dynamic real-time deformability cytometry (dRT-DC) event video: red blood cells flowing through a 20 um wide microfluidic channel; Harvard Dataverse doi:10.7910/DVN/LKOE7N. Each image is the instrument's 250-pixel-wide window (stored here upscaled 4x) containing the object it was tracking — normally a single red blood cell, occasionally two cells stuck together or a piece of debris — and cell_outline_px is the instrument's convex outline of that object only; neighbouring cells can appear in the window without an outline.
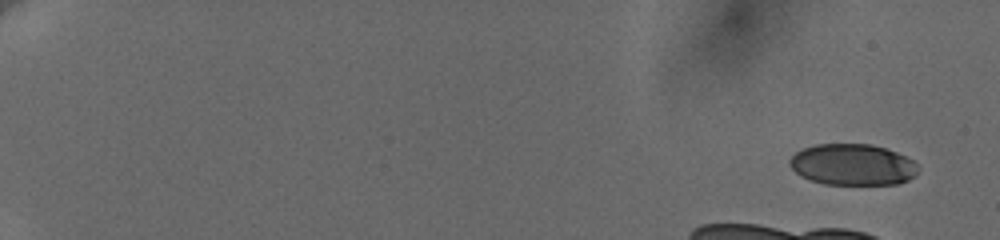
{"species": "human", "species_latin": "Homo sapiens", "temperature_condition": "cold", "stored_images_in_passage": 5, "camera_frame_rate_fps": 3000, "um_per_image_px": 0.085, "donor": {"sex": "female"}, "frame": {"image": 1, "passage_image": 1, "time_ms": 0.0, "image_size_px": [1000, 240], "cell_outline_px": [[916, 176], [900, 184], [824, 184], [800, 176], [788, 164], [788, 160], [796, 152], [804, 148], [816, 144], [872, 144], [896, 152], [912, 160], [916, 164]], "centroid_in_image_um": [72.45, 14.0], "position_along_channel_um": 12.5, "area_um2": 30.81}}